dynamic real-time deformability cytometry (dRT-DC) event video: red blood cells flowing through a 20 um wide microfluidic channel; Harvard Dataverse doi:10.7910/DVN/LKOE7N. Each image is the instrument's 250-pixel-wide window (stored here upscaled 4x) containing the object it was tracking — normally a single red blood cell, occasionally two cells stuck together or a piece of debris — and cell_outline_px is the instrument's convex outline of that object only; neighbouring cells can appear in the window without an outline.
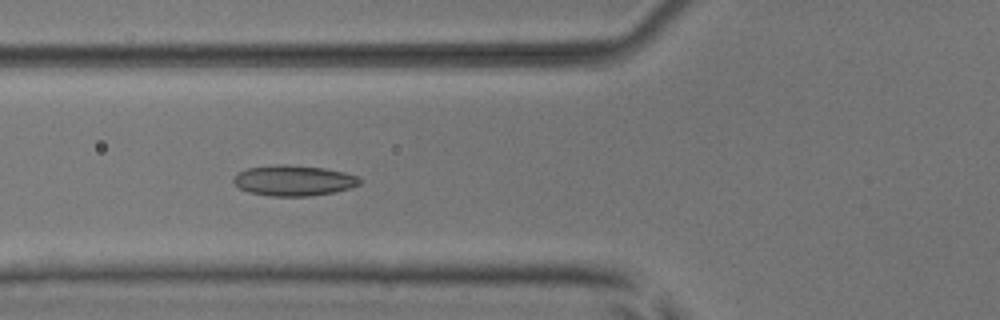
{"species": "common noctule bat (a hibernating species)", "species_latin": "Nyctalus noctula", "temperature_condition": "room temperature", "stored_images_in_passage": 47, "camera_frame_rate_fps": 3000, "um_per_image_px": 0.085, "animal": {"sex": "male", "body_mass_g": 17.9, "forearm_length_mm": 54.2}, "frame": {"image": 1, "passage_image": 15, "time_ms": 4.667, "image_size_px": [1000, 320], "cell_outline_px": [[360, 184], [352, 188], [332, 192], [308, 196], [268, 196], [248, 192], [240, 188], [232, 180], [236, 172], [248, 168], [280, 164], [288, 164], [324, 168], [344, 172], [360, 176]], "centroid_in_image_um": [24.96, 15.34], "position_along_channel_um": 100.8, "area_um2": 22.6}}
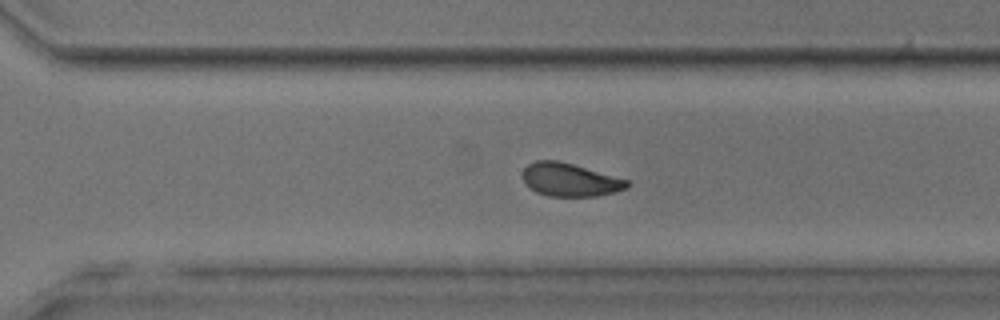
{"frame": {"image": 2, "passage_image": 32, "time_ms": 10.333, "image_size_px": [1000, 320], "cell_outline_px": [[632, 184], [624, 188], [612, 192], [596, 196], [548, 196], [536, 192], [524, 184], [524, 168], [528, 164], [536, 160], [556, 160], [572, 164], [628, 180]], "centroid_in_image_um": [48.41, 15.28], "position_along_channel_um": 322.2, "area_um2": 19.88}}
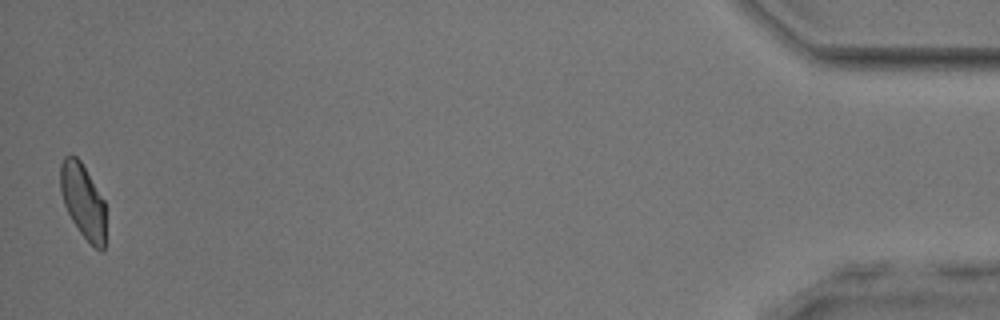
{"frame": {"image": 3, "passage_image": 47, "time_ms": 15.333, "image_size_px": [1000, 320], "cell_outline_px": [[104, 252], [100, 252], [80, 232], [72, 220], [64, 204], [60, 192], [60, 164], [64, 156], [76, 156], [80, 160], [104, 200]], "centroid_in_image_um": [7.03, 17.07], "position_along_channel_um": 428.2, "area_um2": 19.36}, "authors_computed_cell_mechanics": {"area_um2": 20.9814, "velocity_mm_per_s": 3.9171, "shape_relaxation_time_tau1_ms": 5.4904, "shape_relaxation_time_tau2_ms": 1.9643, "deformation_change_tau1": 0.1364, "deformation_change_tau2": 0.0772}}